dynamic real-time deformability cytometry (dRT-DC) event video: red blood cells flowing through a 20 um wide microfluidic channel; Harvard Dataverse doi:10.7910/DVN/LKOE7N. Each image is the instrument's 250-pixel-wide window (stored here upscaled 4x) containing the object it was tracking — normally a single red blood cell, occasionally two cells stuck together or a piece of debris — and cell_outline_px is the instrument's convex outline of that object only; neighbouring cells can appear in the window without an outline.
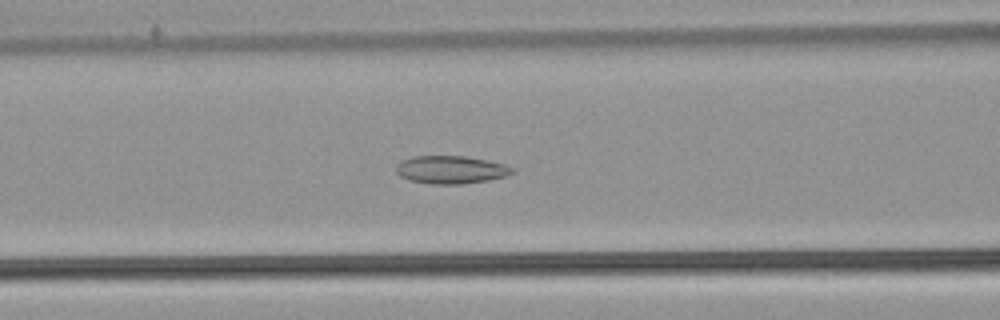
{"species": "common noctule bat (a hibernating species)", "species_latin": "Nyctalus noctula", "temperature_condition": "warm", "stored_images_in_passage": 51, "camera_frame_rate_fps": 3000, "um_per_image_px": 0.085, "animal": {"sex": "male", "body_mass_g": 21.5, "forearm_length_mm": 52.0}, "frame": {"image": 1, "passage_image": 19, "time_ms": 6.0, "image_size_px": [1000, 320], "cell_outline_px": [[516, 172], [508, 176], [488, 180], [464, 184], [432, 184], [408, 180], [400, 176], [396, 172], [396, 164], [400, 160], [412, 156], [464, 156], [504, 164], [516, 168]], "centroid_in_image_um": [38.33, 14.43], "position_along_channel_um": 128.3, "area_um2": 19.13}}
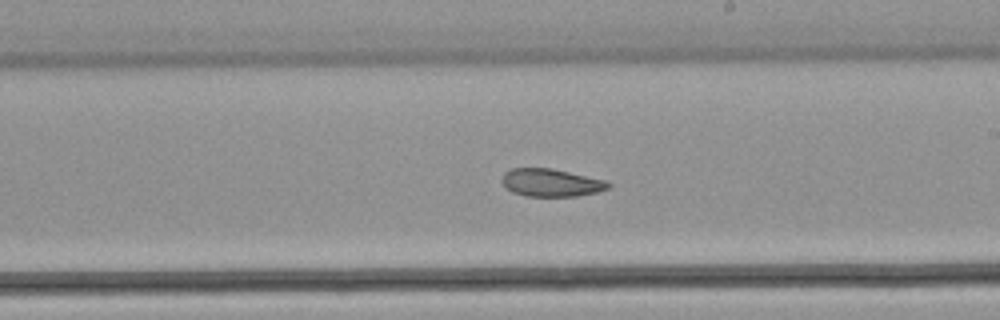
{"frame": {"image": 2, "passage_image": 28, "time_ms": 9.0, "image_size_px": [1000, 320], "cell_outline_px": [[612, 184], [608, 188], [596, 192], [576, 196], [524, 196], [512, 192], [500, 180], [504, 172], [512, 168], [552, 168], [608, 180]], "centroid_in_image_um": [46.85, 15.52], "position_along_channel_um": 242.1, "area_um2": 17.34}}
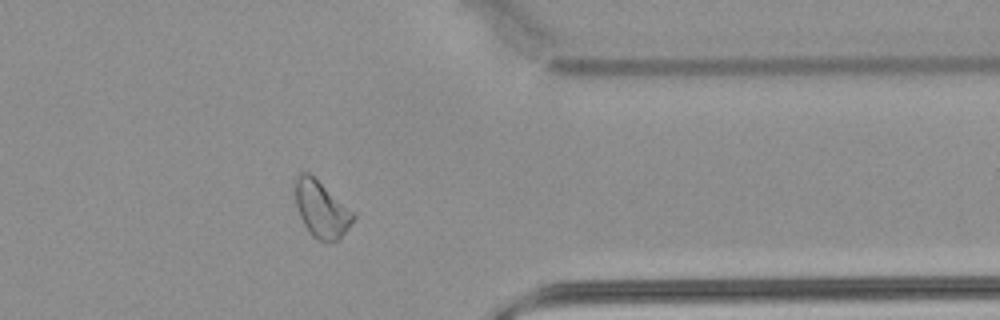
{"frame": {"image": 3, "passage_image": 40, "time_ms": 13.0, "image_size_px": [1000, 320], "cell_outline_px": [[356, 216], [340, 240], [324, 244], [312, 236], [304, 224], [300, 216], [296, 204], [292, 184], [304, 172], [308, 172], [356, 212]], "centroid_in_image_um": [27.34, 17.82], "position_along_channel_um": 384.1, "area_um2": 19.48}, "authors_computed_cell_mechanics": {"area_um2": 20.3456, "velocity_mm_per_s": 3.8025, "shape_relaxation_time_tau1_ms": null, "shape_relaxation_time_tau2_ms": 3.0484, "deformation_change_tau1": null, "deformation_change_tau2": 0.0958}}